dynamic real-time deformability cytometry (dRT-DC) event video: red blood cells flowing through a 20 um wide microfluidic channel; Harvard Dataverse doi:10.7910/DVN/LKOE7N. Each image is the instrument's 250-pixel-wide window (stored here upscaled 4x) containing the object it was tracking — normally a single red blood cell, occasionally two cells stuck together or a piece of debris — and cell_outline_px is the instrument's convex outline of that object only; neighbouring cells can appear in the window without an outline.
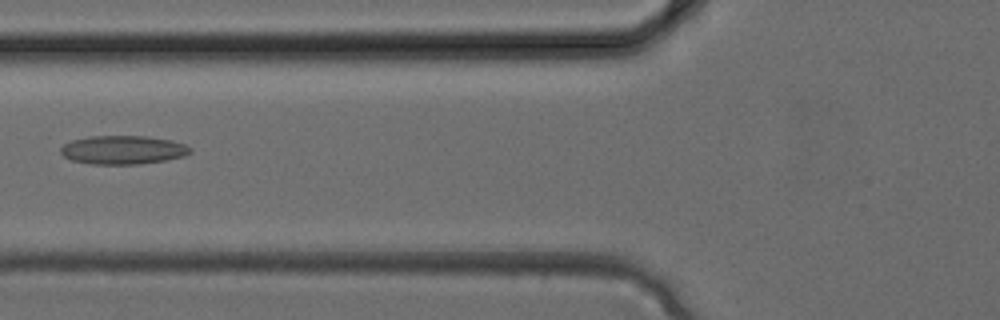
{"species": "common noctule bat (a hibernating species)", "species_latin": "Nyctalus noctula", "temperature_condition": "cold", "stored_images_in_passage": 5, "segment_of_instrument_passage": [1, 2], "camera_frame_rate_fps": 3000, "um_per_image_px": 0.085, "animal": {"sex": "female", "body_mass_g": 24.6, "forearm_length_mm": 56.2}, "frame": {"image": 1, "passage_image": 4, "time_ms": 1.0, "image_size_px": [1000, 320], "cell_outline_px": [[192, 152], [184, 156], [164, 160], [140, 164], [92, 164], [72, 160], [64, 156], [60, 152], [60, 148], [64, 144], [72, 140], [88, 136], [144, 136], [172, 140], [184, 144], [192, 148]], "centroid_in_image_um": [10.46, 12.74], "position_along_channel_um": 115.3, "area_um2": 21.62}}